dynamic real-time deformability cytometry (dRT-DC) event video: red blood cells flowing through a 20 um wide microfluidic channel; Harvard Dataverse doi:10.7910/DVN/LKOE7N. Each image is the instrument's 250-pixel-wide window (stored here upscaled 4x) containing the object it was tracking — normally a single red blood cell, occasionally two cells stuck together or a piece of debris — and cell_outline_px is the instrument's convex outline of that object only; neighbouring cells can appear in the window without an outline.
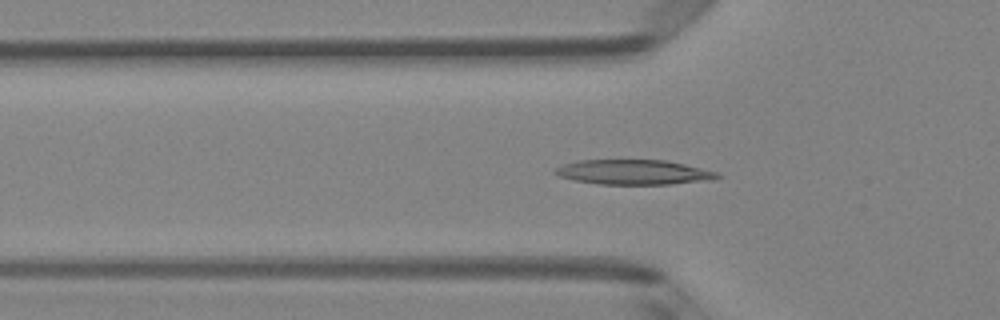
{"species": "Egyptian fruit bat (a non-hibernating species)", "species_latin": "Rousettus aegyptiacus", "temperature_condition": "room temperature", "stored_images_in_passage": 49, "camera_frame_rate_fps": 3000, "um_per_image_px": 0.085, "animal": {"sex": "female"}, "frame": {"image": 1, "passage_image": 16, "time_ms": 5.0, "image_size_px": [1000, 320], "cell_outline_px": [[720, 176], [712, 180], [672, 184], [600, 184], [576, 180], [560, 176], [552, 172], [556, 168], [564, 164], [580, 160], [664, 160], [684, 164], [716, 172]], "centroid_in_image_um": [53.86, 14.63], "position_along_channel_um": 71.9, "area_um2": 23.18}}
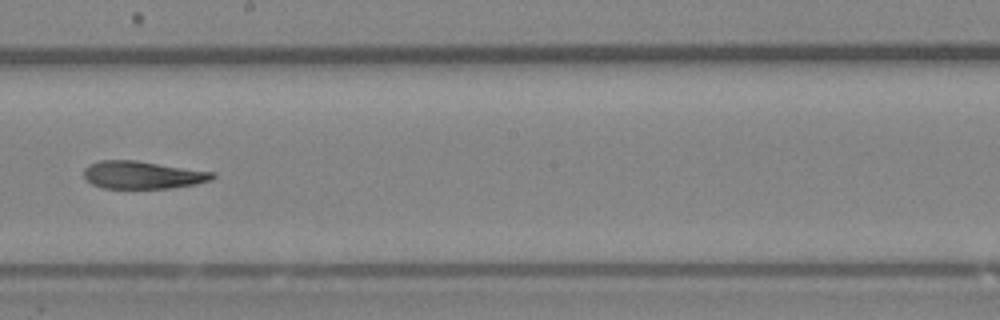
{"frame": {"image": 2, "passage_image": 28, "time_ms": 9.0, "image_size_px": [1000, 320], "cell_outline_px": [[216, 176], [212, 180], [196, 184], [172, 188], [104, 188], [92, 184], [84, 180], [84, 168], [88, 164], [100, 160], [136, 160], [216, 172]], "centroid_in_image_um": [12.13, 14.86], "position_along_channel_um": 236.1, "area_um2": 21.04}}
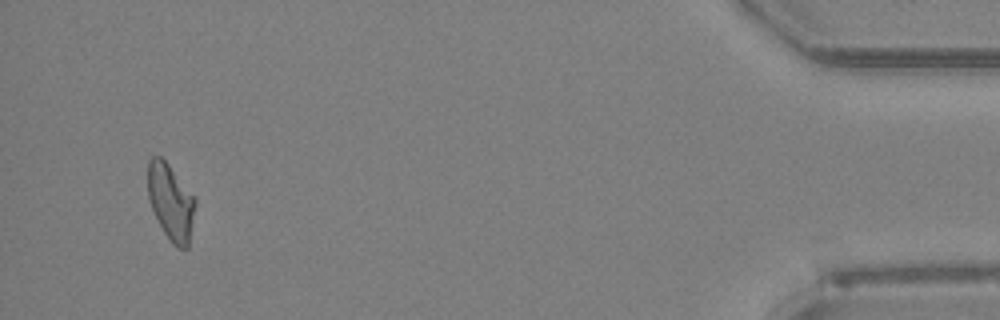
{"frame": {"image": 3, "passage_image": 47, "time_ms": 15.333, "image_size_px": [1000, 320], "cell_outline_px": [[196, 204], [188, 248], [176, 248], [172, 244], [164, 232], [152, 208], [148, 196], [148, 160], [152, 156], [160, 156], [168, 164], [196, 196]], "centroid_in_image_um": [14.54, 17.16], "position_along_channel_um": 420.7, "area_um2": 21.1}, "authors_computed_cell_mechanics": {"area_um2": 21.9062, "velocity_mm_per_s": 4.113, "shape_relaxation_time_tau1_ms": 9.6186, "shape_relaxation_time_tau2_ms": 8.2864, "deformation_change_tau1": 0.2824, "deformation_change_tau2": 0.2107}}